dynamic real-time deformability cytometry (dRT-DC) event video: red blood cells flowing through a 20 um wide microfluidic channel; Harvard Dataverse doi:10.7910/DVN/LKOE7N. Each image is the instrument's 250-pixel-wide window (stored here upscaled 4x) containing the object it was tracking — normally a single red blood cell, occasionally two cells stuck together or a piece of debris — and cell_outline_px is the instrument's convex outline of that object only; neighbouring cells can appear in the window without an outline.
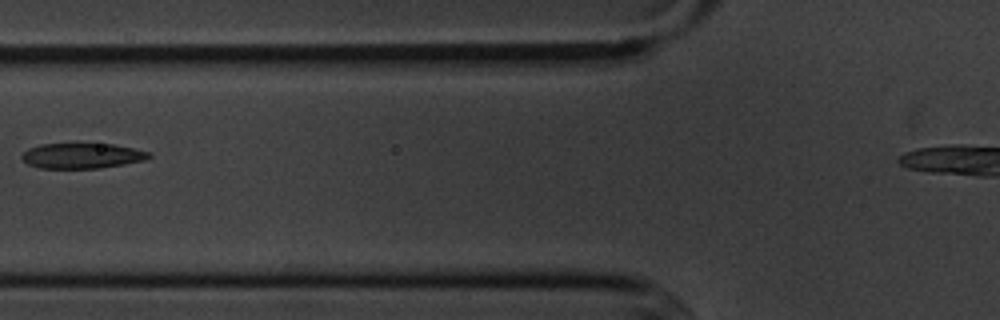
{"species": "common noctule bat (a hibernating species)", "species_latin": "Nyctalus noctula", "temperature_condition": "cold", "stored_images_in_passage": 2, "camera_frame_rate_fps": 3000, "um_per_image_px": 0.085, "animal": {"sex": "male", "body_mass_g": 20.1, "forearm_length_mm": 53.5}, "frame": {"image": 1, "passage_image": 2, "time_ms": 1.333, "image_size_px": [1000, 320], "cell_outline_px": [[152, 156], [144, 160], [124, 164], [100, 168], [40, 168], [28, 164], [20, 156], [28, 148], [40, 144], [112, 144], [152, 152]], "centroid_in_image_um": [6.98, 13.24], "position_along_channel_um": 118.8, "area_um2": 18.67}}